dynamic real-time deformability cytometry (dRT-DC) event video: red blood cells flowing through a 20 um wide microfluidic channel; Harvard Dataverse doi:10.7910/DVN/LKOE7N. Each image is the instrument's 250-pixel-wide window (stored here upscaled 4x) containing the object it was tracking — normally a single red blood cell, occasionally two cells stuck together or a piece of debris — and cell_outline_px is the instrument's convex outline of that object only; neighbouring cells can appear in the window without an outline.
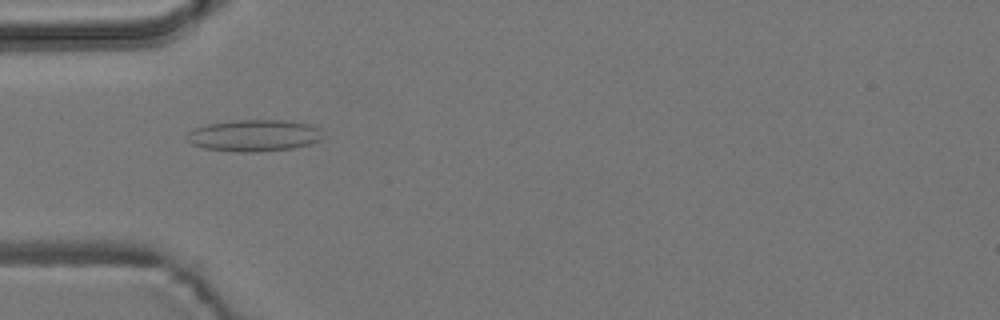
{"species": "common noctule bat (a hibernating species)", "species_latin": "Nyctalus noctula", "temperature_condition": "room temperature", "stored_images_in_passage": 7, "camera_frame_rate_fps": 3000, "um_per_image_px": 0.085, "animal": {"sex": "male", "body_mass_g": 19.2, "forearm_length_mm": 51.8}, "frame": {"image": 1, "passage_image": 5, "time_ms": 4.667, "image_size_px": [1000, 320], "cell_outline_px": [[320, 140], [308, 144], [292, 148], [256, 152], [236, 152], [204, 148], [192, 144], [188, 140], [188, 132], [196, 128], [208, 124], [232, 120], [284, 120], [308, 124], [316, 128]], "centroid_in_image_um": [21.53, 11.52], "position_along_channel_um": 63.5, "area_um2": 24.62}}
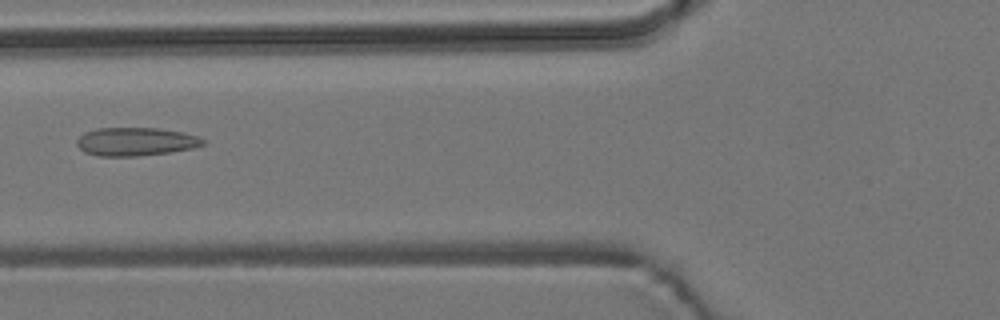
{"frame": {"image": 2, "passage_image": 6, "time_ms": 6.0, "image_size_px": [1000, 320], "cell_outline_px": [[208, 140], [204, 144], [192, 148], [168, 152], [136, 156], [100, 156], [84, 152], [76, 144], [76, 140], [84, 132], [96, 128], [156, 128], [184, 132], [200, 136]], "centroid_in_image_um": [11.55, 12.03], "position_along_channel_um": 114.2, "area_um2": 20.92}}
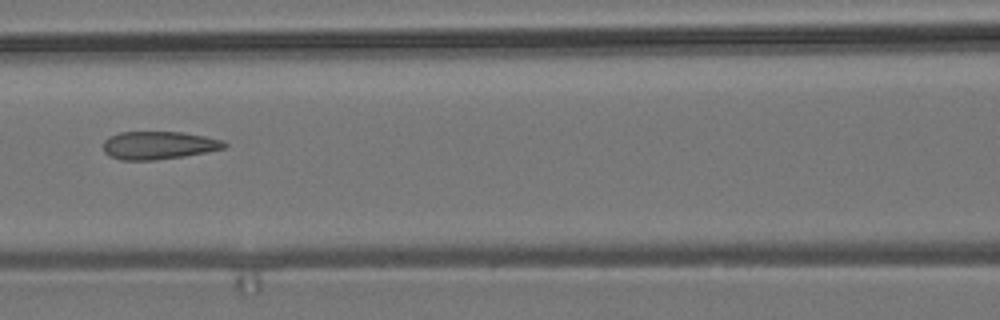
{"frame": {"image": 3, "passage_image": 7, "time_ms": 7.0, "image_size_px": [1000, 320], "cell_outline_px": [[228, 144], [224, 148], [208, 152], [184, 156], [152, 160], [120, 160], [108, 156], [104, 152], [104, 140], [108, 136], [120, 132], [184, 132], [224, 140]], "centroid_in_image_um": [13.48, 12.35], "position_along_channel_um": 153.1, "area_um2": 19.88}}